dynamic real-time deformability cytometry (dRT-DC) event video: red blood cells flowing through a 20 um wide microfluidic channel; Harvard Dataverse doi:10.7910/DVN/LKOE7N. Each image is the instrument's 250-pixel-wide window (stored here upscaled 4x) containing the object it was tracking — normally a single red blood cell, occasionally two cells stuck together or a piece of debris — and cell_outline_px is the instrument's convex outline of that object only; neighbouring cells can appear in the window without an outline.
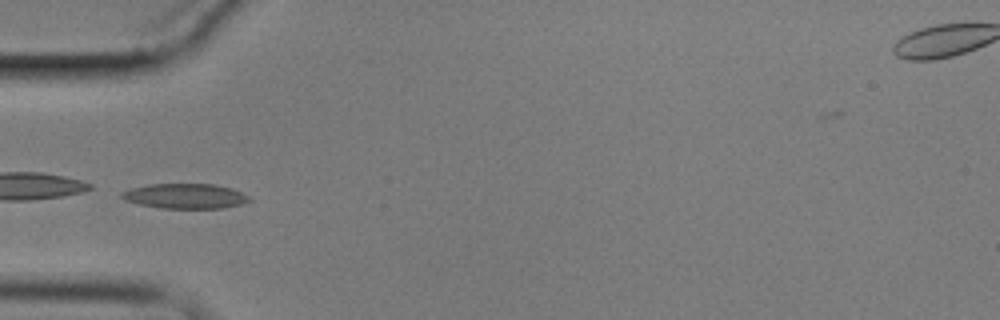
{"species": "common noctule bat (a hibernating species)", "species_latin": "Nyctalus noctula", "temperature_condition": "cold", "stored_images_in_passage": 13, "camera_frame_rate_fps": 3000, "um_per_image_px": 0.085, "animal": {"sex": "male", "body_mass_g": 17.9}, "frame": {"image": 1, "passage_image": 3, "time_ms": 5.333, "image_size_px": [1000, 320], "cell_outline_px": [[252, 200], [240, 204], [224, 208], [160, 208], [140, 204], [124, 200], [120, 196], [120, 192], [132, 188], [148, 184], [212, 184], [232, 188], [248, 196]], "centroid_in_image_um": [15.72, 16.66], "position_along_channel_um": 69.3, "area_um2": 18.5}}
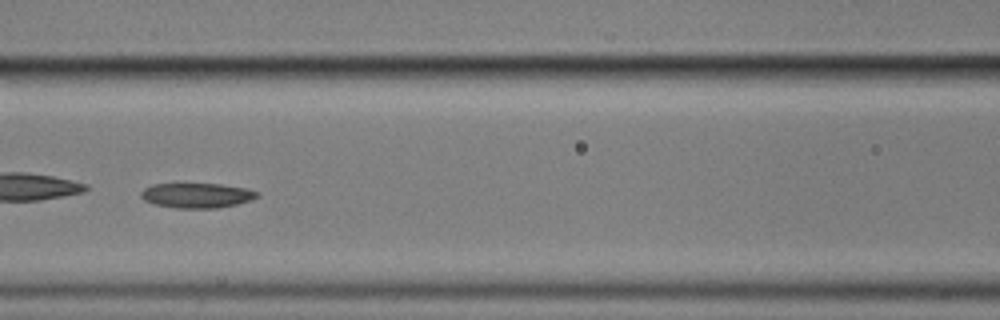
{"frame": {"image": 2, "passage_image": 5, "time_ms": 7.667, "image_size_px": [1000, 320], "cell_outline_px": [[260, 196], [252, 200], [236, 204], [216, 208], [176, 208], [152, 204], [144, 200], [140, 196], [140, 192], [144, 188], [152, 184], [176, 180], [220, 184], [244, 188], [260, 192]], "centroid_in_image_um": [16.65, 16.55], "position_along_channel_um": 149.9, "area_um2": 17.92}}
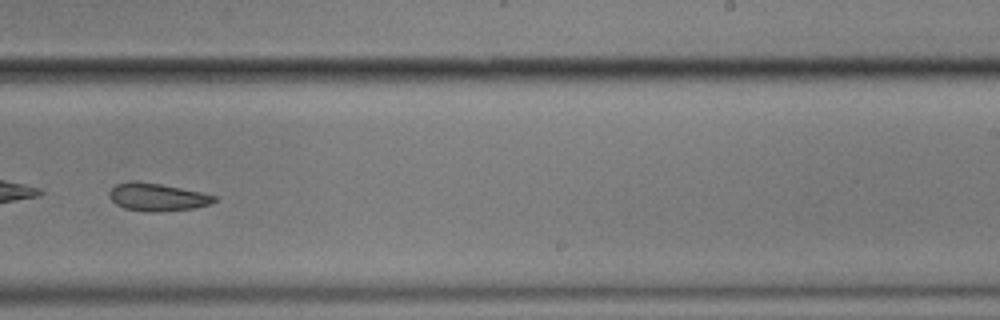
{"frame": {"image": 3, "passage_image": 8, "time_ms": 11.333, "image_size_px": [1000, 320], "cell_outline_px": [[216, 200], [208, 204], [192, 208], [156, 212], [144, 212], [124, 208], [116, 204], [108, 196], [108, 192], [116, 184], [132, 180], [160, 184], [200, 192], [216, 196]], "centroid_in_image_um": [13.3, 16.75], "position_along_channel_um": 275.7, "area_um2": 16.82}}